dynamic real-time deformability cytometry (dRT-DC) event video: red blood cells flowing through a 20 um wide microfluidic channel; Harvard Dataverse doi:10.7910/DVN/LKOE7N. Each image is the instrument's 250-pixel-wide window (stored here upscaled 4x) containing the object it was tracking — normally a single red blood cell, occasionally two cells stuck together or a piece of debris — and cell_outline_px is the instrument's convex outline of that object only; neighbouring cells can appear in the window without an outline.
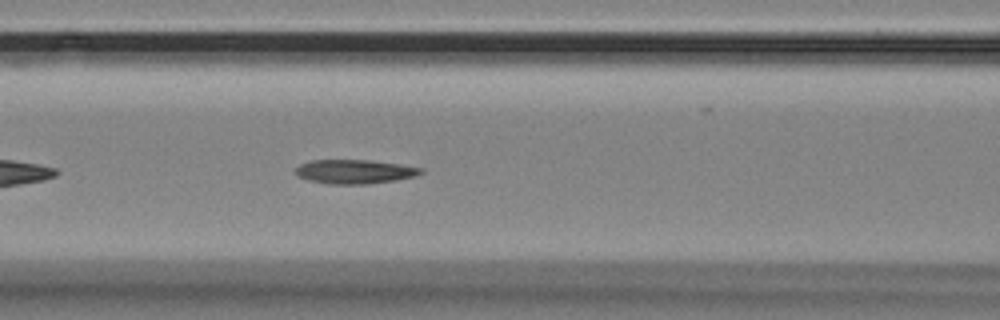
{"species": "Egyptian fruit bat (a non-hibernating species)", "species_latin": "Rousettus aegyptiacus", "temperature_condition": "room temperature", "stored_images_in_passage": 43, "camera_frame_rate_fps": 3000, "um_per_image_px": 0.085, "animal": {"sex": "female"}, "frame": {"image": 1, "passage_image": 10, "time_ms": 3.0, "image_size_px": [1000, 320], "cell_outline_px": [[424, 172], [416, 176], [396, 180], [368, 184], [328, 184], [308, 180], [296, 176], [296, 168], [300, 164], [312, 160], [368, 160], [400, 164], [424, 168]], "centroid_in_image_um": [30.16, 14.59], "position_along_channel_um": 136.4, "area_um2": 17.69}}
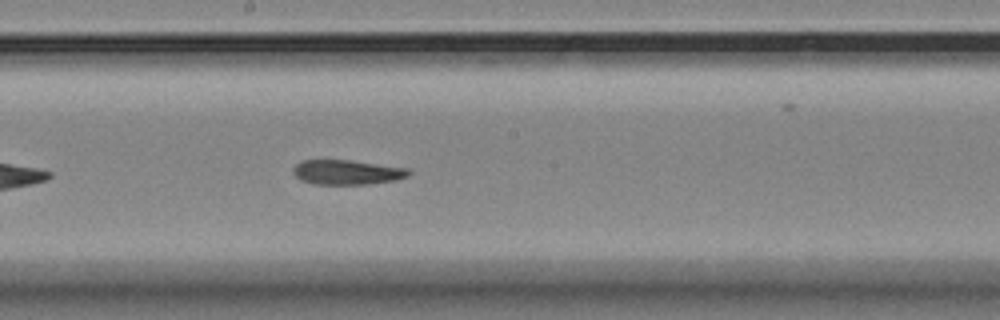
{"frame": {"image": 2, "passage_image": 17, "time_ms": 5.333, "image_size_px": [1000, 320], "cell_outline_px": [[412, 172], [408, 176], [396, 180], [368, 184], [312, 184], [300, 180], [292, 172], [292, 168], [300, 160], [348, 160], [408, 168]], "centroid_in_image_um": [29.47, 14.64], "position_along_channel_um": 218.7, "area_um2": 16.7}}
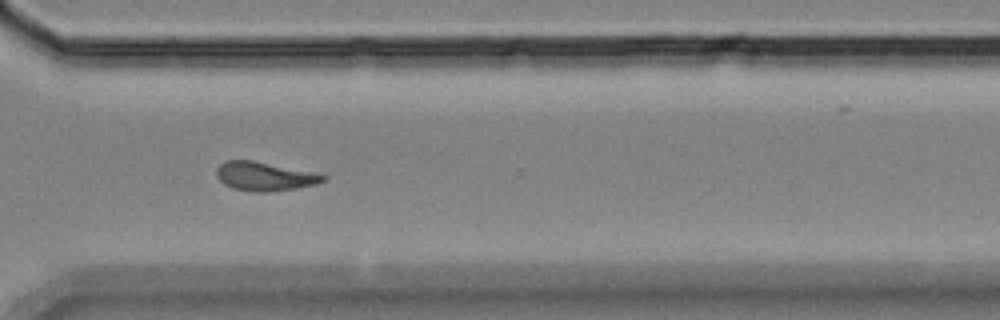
{"frame": {"image": 3, "passage_image": 28, "time_ms": 9.0, "image_size_px": [1000, 320], "cell_outline_px": [[328, 180], [316, 184], [296, 188], [268, 192], [252, 192], [232, 188], [224, 184], [216, 176], [216, 168], [224, 160], [252, 160], [320, 172], [328, 176]], "centroid_in_image_um": [22.55, 14.98], "position_along_channel_um": 348.0, "area_um2": 18.44}, "authors_computed_cell_mechanics": {"area_um2": 17.3978, "velocity_mm_per_s": 3.5375, "shape_relaxation_time_tau1_ms": null, "shape_relaxation_time_tau2_ms": 6.2638, "deformation_change_tau1": null, "deformation_change_tau2": 0.1438}}